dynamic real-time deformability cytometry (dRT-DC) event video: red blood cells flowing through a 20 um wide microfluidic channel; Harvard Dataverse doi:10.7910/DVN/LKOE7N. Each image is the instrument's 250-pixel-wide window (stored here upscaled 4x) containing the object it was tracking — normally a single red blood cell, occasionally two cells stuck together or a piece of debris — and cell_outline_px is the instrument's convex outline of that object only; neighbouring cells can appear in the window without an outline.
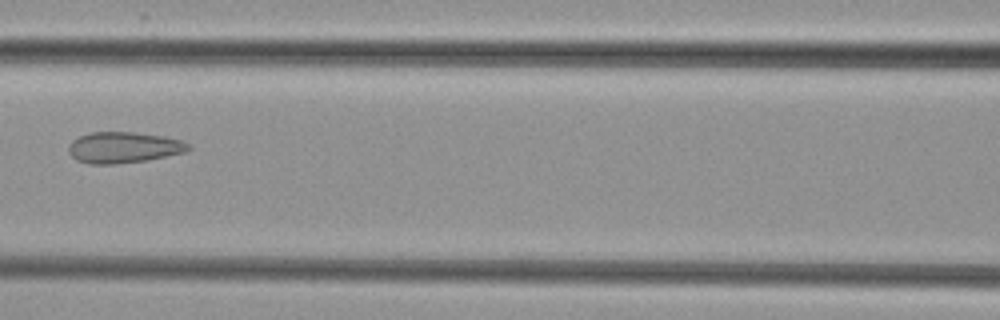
{"species": "common noctule bat (a hibernating species)", "species_latin": "Nyctalus noctula", "temperature_condition": "cold", "stored_images_in_passage": 8, "camera_frame_rate_fps": 3000, "um_per_image_px": 0.085, "animal": {"sex": "female", "body_mass_g": 29.2, "forearm_length_mm": 56.3}, "frame": {"image": 1, "passage_image": 7, "time_ms": 8.0, "image_size_px": [1000, 320], "cell_outline_px": [[192, 148], [184, 152], [148, 160], [112, 164], [88, 164], [76, 160], [68, 152], [68, 144], [72, 140], [80, 136], [92, 132], [132, 132], [164, 136], [180, 140], [188, 144]], "centroid_in_image_um": [10.47, 12.54], "position_along_channel_um": 156.1, "area_um2": 21.68}}
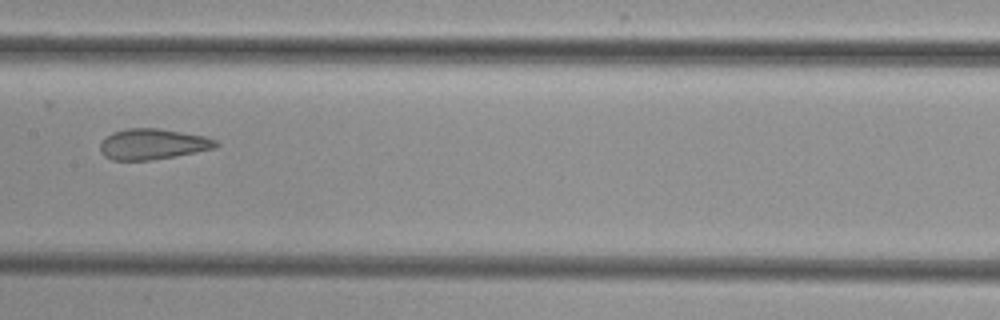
{"frame": {"image": 2, "passage_image": 8, "time_ms": 9.0, "image_size_px": [1000, 320], "cell_outline_px": [[220, 144], [216, 148], [152, 160], [112, 160], [104, 156], [100, 152], [100, 140], [112, 132], [124, 128], [156, 128], [204, 136], [216, 140]], "centroid_in_image_um": [12.93, 12.25], "position_along_channel_um": 194.5, "area_um2": 20.75}}